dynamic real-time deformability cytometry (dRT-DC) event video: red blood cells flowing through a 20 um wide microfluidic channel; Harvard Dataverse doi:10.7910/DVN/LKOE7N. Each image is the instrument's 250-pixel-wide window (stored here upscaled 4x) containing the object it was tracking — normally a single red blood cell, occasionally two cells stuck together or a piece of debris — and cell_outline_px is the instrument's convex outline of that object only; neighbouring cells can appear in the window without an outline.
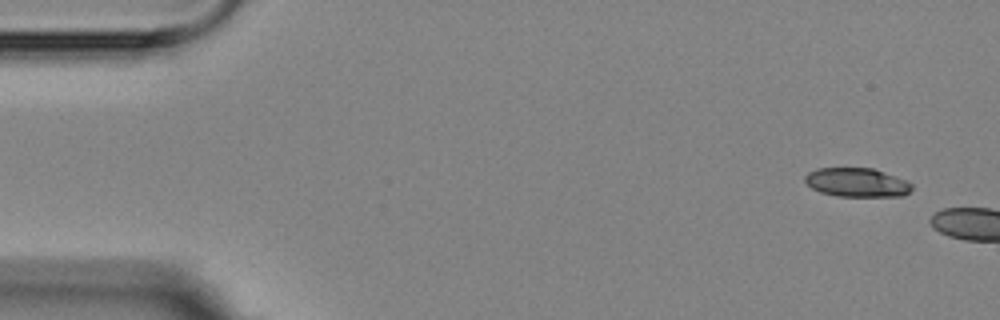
{"species": "Egyptian fruit bat (a non-hibernating species)", "species_latin": "Rousettus aegyptiacus", "temperature_condition": "room temperature", "stored_images_in_passage": 2, "camera_frame_rate_fps": 3000, "um_per_image_px": 0.085, "animal": {"sex": "female"}, "frame": {"image": 1, "passage_image": 1, "time_ms": 0.0, "image_size_px": [1000, 320], "cell_outline_px": [[912, 188], [904, 196], [836, 196], [820, 192], [812, 188], [804, 180], [804, 176], [808, 172], [816, 168], [872, 168], [908, 180], [912, 184]], "centroid_in_image_um": [72.83, 15.5], "position_along_channel_um": 12.2, "area_um2": 18.09}}